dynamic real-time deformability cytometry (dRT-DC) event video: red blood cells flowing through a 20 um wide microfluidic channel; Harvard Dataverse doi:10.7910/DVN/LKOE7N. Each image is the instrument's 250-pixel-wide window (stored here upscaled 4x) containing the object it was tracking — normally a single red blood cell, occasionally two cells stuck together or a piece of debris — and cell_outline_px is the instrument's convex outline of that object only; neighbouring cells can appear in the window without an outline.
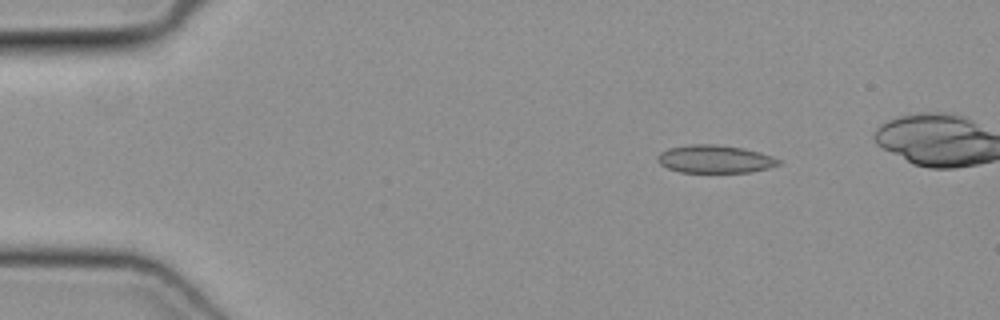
{"species": "common noctule bat (a hibernating species)", "species_latin": "Nyctalus noctula", "temperature_condition": "cold", "stored_images_in_passage": 17, "camera_frame_rate_fps": 3000, "um_per_image_px": 0.085, "animal": {"sex": "female", "body_mass_g": 19.3, "forearm_length_mm": 54.1}, "frame": {"image": 1, "passage_image": 7, "time_ms": 2.0, "image_size_px": [1000, 320], "cell_outline_px": [[780, 164], [768, 168], [752, 172], [680, 172], [668, 168], [660, 164], [656, 160], [656, 156], [660, 152], [668, 148], [692, 144], [716, 144], [744, 148], [760, 152], [772, 156], [780, 160]], "centroid_in_image_um": [60.75, 13.51], "position_along_channel_um": 24.2, "area_um2": 19.77}}
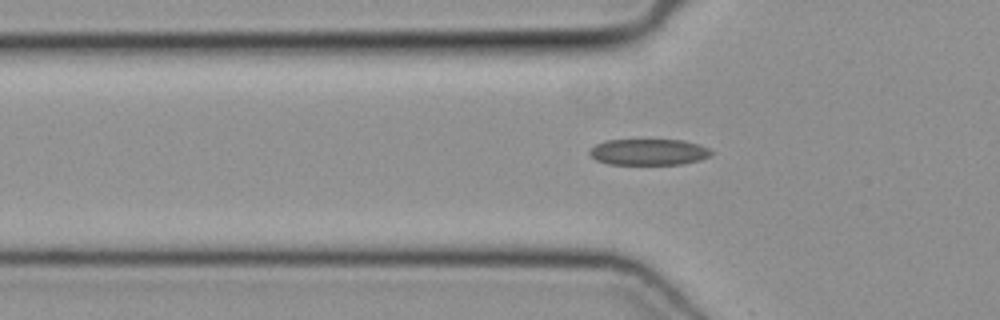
{"frame": {"image": 2, "passage_image": 16, "time_ms": 5.0, "image_size_px": [1000, 320], "cell_outline_px": [[712, 156], [700, 160], [684, 164], [608, 164], [596, 160], [588, 152], [596, 144], [604, 140], [684, 140], [708, 148], [712, 152]], "centroid_in_image_um": [55.14, 12.92], "position_along_channel_um": 70.7, "area_um2": 18.55}}